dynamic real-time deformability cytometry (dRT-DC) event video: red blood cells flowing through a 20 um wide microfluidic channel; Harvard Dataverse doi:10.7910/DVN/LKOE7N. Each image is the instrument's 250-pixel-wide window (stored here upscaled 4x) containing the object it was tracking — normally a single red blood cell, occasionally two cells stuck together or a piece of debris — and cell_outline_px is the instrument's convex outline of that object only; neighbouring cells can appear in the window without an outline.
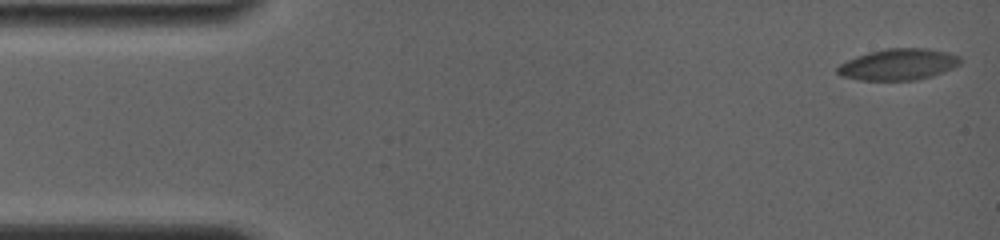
{"species": "common noctule bat (a hibernating species)", "species_latin": "Nyctalus noctula", "temperature_condition": "room temperature", "stored_images_in_passage": 14, "camera_frame_rate_fps": 4000, "um_per_image_px": 0.085, "animal": {"sex": "female", "body_mass_g": 19.0, "forearm_length_mm": 56.7}, "frame": {"image": 1, "passage_image": 1, "time_ms": 0.0, "image_size_px": [1000, 240], "cell_outline_px": [[960, 64], [952, 68], [932, 76], [916, 80], [860, 80], [840, 76], [836, 72], [836, 68], [840, 64], [856, 56], [868, 52], [884, 48], [928, 48], [948, 52], [960, 56]], "centroid_in_image_um": [76.34, 5.47], "position_along_channel_um": 8.7, "area_um2": 22.54}}
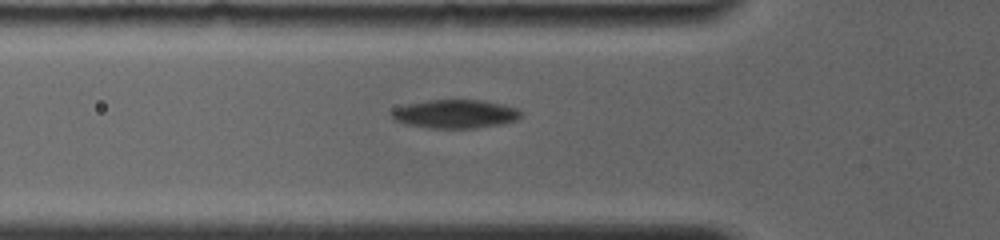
{"frame": {"image": 2, "passage_image": 10, "time_ms": 5.5, "image_size_px": [1000, 240], "cell_outline_px": [[520, 116], [516, 120], [504, 124], [476, 128], [428, 128], [404, 124], [392, 120], [392, 112], [396, 108], [408, 104], [428, 100], [484, 100], [516, 108], [520, 112]], "centroid_in_image_um": [38.67, 9.7], "position_along_channel_um": 87.1, "area_um2": 21.5}}
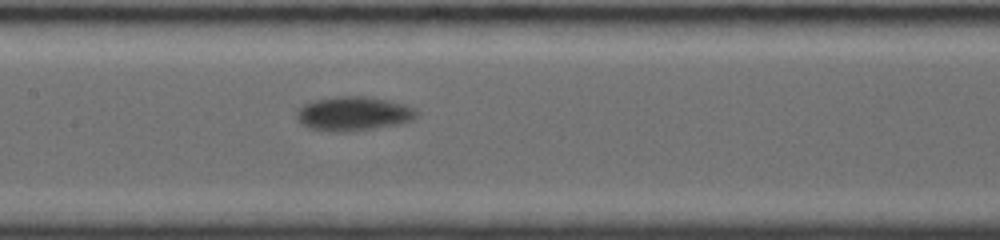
{"frame": {"image": 3, "passage_image": 14, "time_ms": 8.0, "image_size_px": [1000, 240], "cell_outline_px": [[420, 116], [412, 120], [400, 124], [344, 132], [336, 132], [308, 128], [300, 124], [296, 120], [296, 112], [304, 104], [312, 100], [336, 96], [364, 96], [388, 100], [404, 104], [416, 108]], "centroid_in_image_um": [30.04, 9.66], "position_along_channel_um": 177.4, "area_um2": 24.16}}